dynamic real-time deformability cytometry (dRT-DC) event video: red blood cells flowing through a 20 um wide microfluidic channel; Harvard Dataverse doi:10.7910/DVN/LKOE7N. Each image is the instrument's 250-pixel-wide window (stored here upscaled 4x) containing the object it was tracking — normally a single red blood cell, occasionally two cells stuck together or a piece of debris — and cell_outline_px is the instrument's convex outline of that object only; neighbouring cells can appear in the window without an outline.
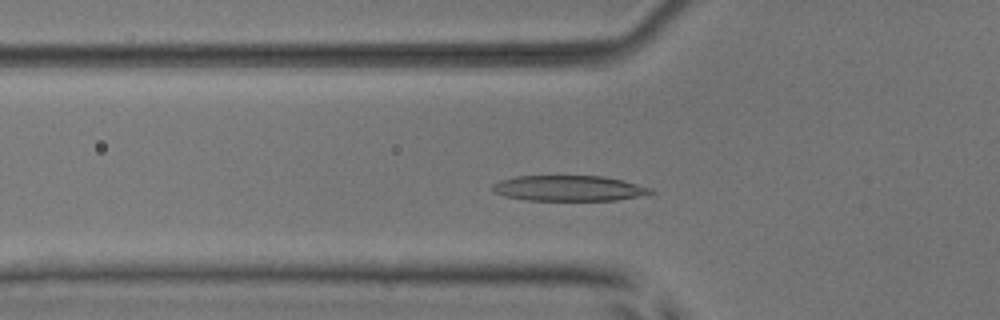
{"species": "common noctule bat (a hibernating species)", "species_latin": "Nyctalus noctula", "temperature_condition": "room temperature", "stored_images_in_passage": 36, "camera_frame_rate_fps": 3000, "um_per_image_px": 0.085, "animal": {"sex": "male", "body_mass_g": 17.9, "forearm_length_mm": 54.2}, "frame": {"image": 1, "passage_image": 13, "time_ms": 4.0, "image_size_px": [1000, 320], "cell_outline_px": [[656, 192], [648, 196], [616, 200], [528, 200], [504, 196], [492, 192], [492, 184], [500, 180], [516, 176], [604, 176], [624, 180], [652, 188]], "centroid_in_image_um": [48.42, 16.0], "position_along_channel_um": 77.4, "area_um2": 23.87}}
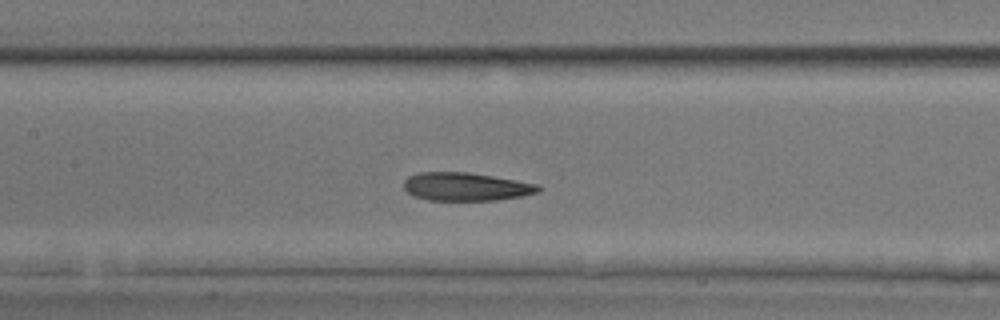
{"frame": {"image": 2, "passage_image": 20, "time_ms": 6.333, "image_size_px": [1000, 320], "cell_outline_px": [[544, 188], [540, 192], [520, 196], [496, 200], [428, 200], [412, 196], [404, 188], [404, 180], [408, 176], [416, 172], [468, 172], [540, 184]], "centroid_in_image_um": [39.61, 15.86], "position_along_channel_um": 167.8, "area_um2": 22.31}}
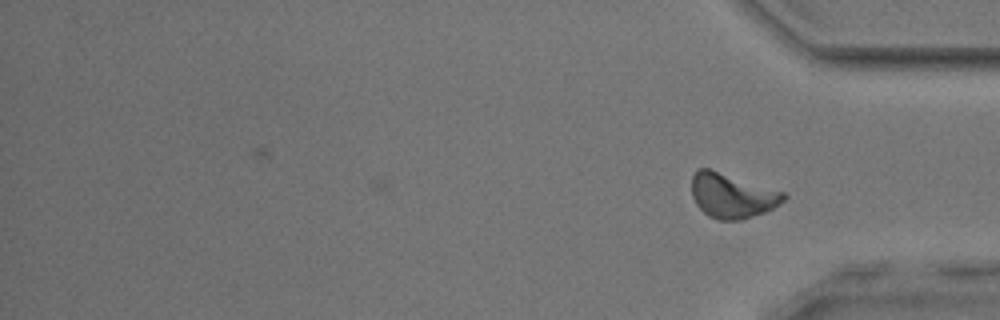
{"frame": {"image": 3, "passage_image": 36, "time_ms": 11.667, "image_size_px": [1000, 320], "cell_outline_px": [[788, 196], [784, 200], [772, 208], [764, 212], [740, 220], [720, 220], [708, 216], [696, 204], [692, 196], [692, 176], [696, 168], [708, 168], [788, 192]], "centroid_in_image_um": [62.24, 16.61], "position_along_channel_um": 373.0, "area_um2": 24.1}, "authors_computed_cell_mechanics": {"area_um2": 23.1778, "velocity_mm_per_s": 3.875, "shape_relaxation_time_tau1_ms": 3.0153, "shape_relaxation_time_tau2_ms": 1.39, "deformation_change_tau1": 0.1544, "deformation_change_tau2": 0.0894}}